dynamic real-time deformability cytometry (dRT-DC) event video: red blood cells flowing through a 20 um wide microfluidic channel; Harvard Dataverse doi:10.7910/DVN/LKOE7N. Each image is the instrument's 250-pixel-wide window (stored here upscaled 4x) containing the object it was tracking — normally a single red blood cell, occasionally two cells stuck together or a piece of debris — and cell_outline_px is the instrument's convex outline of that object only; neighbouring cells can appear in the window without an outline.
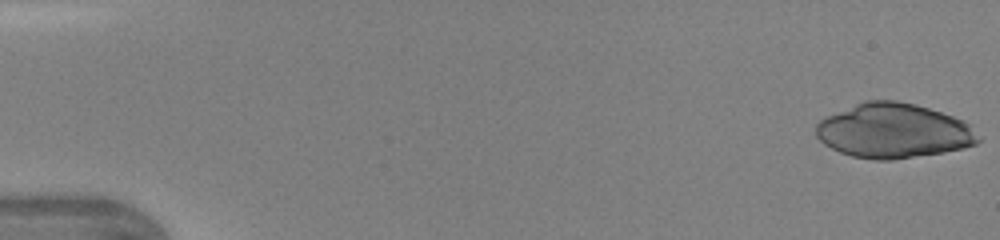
{"species": "human", "species_latin": "Homo sapiens", "temperature_condition": "warm", "stored_images_in_passage": 44, "camera_frame_rate_fps": 3000, "um_per_image_px": 0.085, "donor": {"sex": "female"}, "frame": {"image": 1, "passage_image": 1, "time_ms": 0.0, "image_size_px": [1000, 240], "cell_outline_px": [[980, 140], [976, 144], [964, 148], [944, 152], [892, 160], [872, 160], [852, 156], [840, 152], [824, 144], [816, 136], [816, 124], [824, 116], [864, 100], [896, 100], [916, 104], [964, 120], [972, 124]], "centroid_in_image_um": [75.94, 11.11], "position_along_channel_um": 9.1, "area_um2": 52.02}}
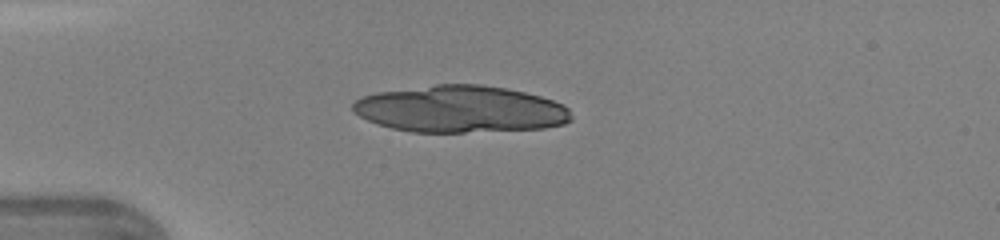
{"frame": {"image": 2, "passage_image": 12, "time_ms": 3.667, "image_size_px": [1000, 240], "cell_outline_px": [[572, 120], [564, 124], [544, 128], [464, 132], [412, 132], [392, 128], [368, 120], [352, 112], [352, 104], [360, 96], [376, 92], [436, 84], [480, 84], [508, 88], [540, 96], [564, 104], [568, 108], [572, 116]], "centroid_in_image_um": [39.13, 9.27], "position_along_channel_um": 45.9, "area_um2": 59.88}}